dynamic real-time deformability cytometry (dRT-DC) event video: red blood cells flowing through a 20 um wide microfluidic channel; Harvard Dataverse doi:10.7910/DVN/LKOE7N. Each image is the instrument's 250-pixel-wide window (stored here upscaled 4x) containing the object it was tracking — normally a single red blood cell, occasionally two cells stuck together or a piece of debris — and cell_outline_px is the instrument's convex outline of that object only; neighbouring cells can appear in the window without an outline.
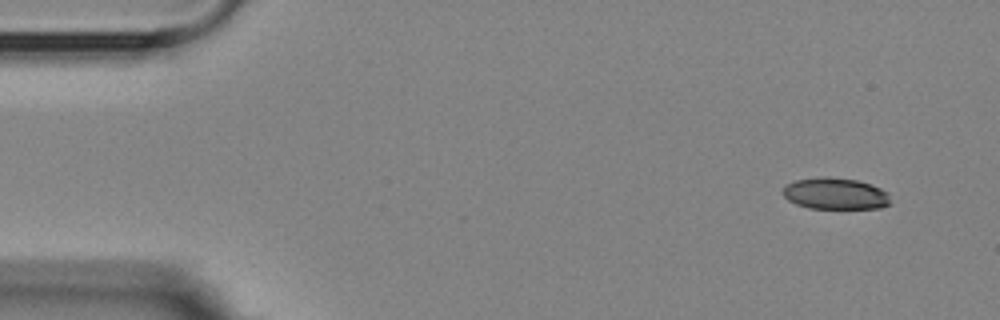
{"species": "Egyptian fruit bat (a non-hibernating species)", "species_latin": "Rousettus aegyptiacus", "temperature_condition": "room temperature", "stored_images_in_passage": 5, "camera_frame_rate_fps": 3000, "um_per_image_px": 0.085, "animal": {"sex": "female"}, "frame": {"image": 1, "passage_image": 5, "time_ms": 5.667, "image_size_px": [1000, 320], "cell_outline_px": [[888, 204], [880, 208], [808, 208], [796, 204], [788, 200], [784, 196], [784, 188], [788, 184], [796, 180], [820, 176], [824, 176], [856, 180], [880, 188], [888, 192]], "centroid_in_image_um": [70.98, 16.46], "position_along_channel_um": 14.0, "area_um2": 19.48}}